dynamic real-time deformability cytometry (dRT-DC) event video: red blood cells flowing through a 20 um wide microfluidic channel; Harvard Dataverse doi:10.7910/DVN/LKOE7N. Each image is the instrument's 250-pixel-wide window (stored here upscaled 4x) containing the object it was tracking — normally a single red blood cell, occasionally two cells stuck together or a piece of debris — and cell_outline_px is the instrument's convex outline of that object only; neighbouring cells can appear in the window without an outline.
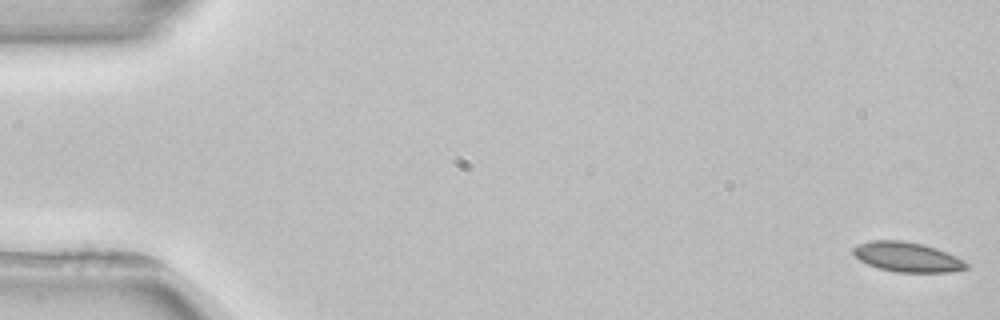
{"species": "common noctule bat (a hibernating species)", "species_latin": "Nyctalus noctula", "temperature_condition": "room temperature", "stored_images_in_passage": 2, "camera_frame_rate_fps": 3000, "um_per_image_px": 0.085, "animal": {"sex": "female", "body_mass_g": 22.7, "forearm_length_mm": 54.2}, "frame": {"image": 1, "passage_image": 2, "time_ms": 1.667, "image_size_px": [1000, 320], "cell_outline_px": [[968, 268], [952, 272], [896, 272], [880, 268], [868, 264], [860, 260], [852, 252], [852, 248], [856, 244], [868, 240], [900, 240], [924, 244], [936, 248], [956, 256], [964, 260], [968, 264]], "centroid_in_image_um": [77.1, 21.83], "position_along_channel_um": 7.9, "area_um2": 19.71}}